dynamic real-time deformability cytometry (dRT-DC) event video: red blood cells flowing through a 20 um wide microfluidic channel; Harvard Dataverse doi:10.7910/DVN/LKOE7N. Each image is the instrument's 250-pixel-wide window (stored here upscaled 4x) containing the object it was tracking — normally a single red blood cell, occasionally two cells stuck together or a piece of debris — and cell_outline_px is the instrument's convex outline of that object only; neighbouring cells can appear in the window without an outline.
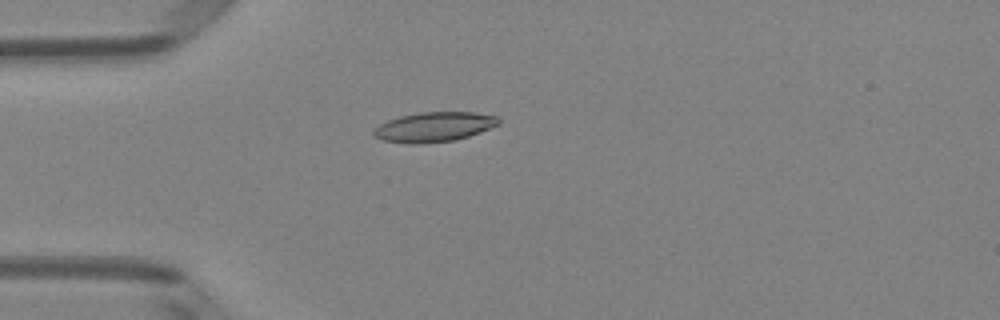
{"species": "Egyptian fruit bat (a non-hibernating species)", "species_latin": "Rousettus aegyptiacus", "temperature_condition": "room temperature", "stored_images_in_passage": 6, "camera_frame_rate_fps": 3000, "um_per_image_px": 0.085, "animal": {"sex": "female"}, "frame": {"image": 1, "passage_image": 4, "time_ms": 1.0, "image_size_px": [1000, 320], "cell_outline_px": [[500, 124], [480, 132], [468, 136], [452, 140], [416, 144], [408, 144], [380, 140], [372, 136], [372, 132], [380, 124], [388, 120], [400, 116], [420, 112], [476, 112], [496, 116], [500, 120]], "centroid_in_image_um": [36.87, 10.79], "position_along_channel_um": 48.1, "area_um2": 21.68}}
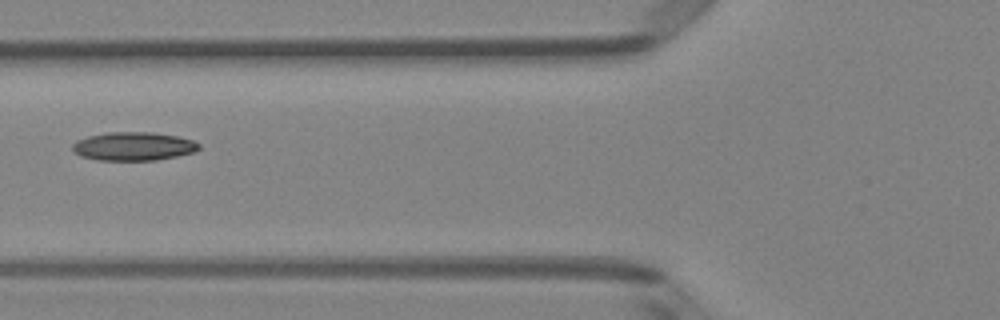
{"frame": {"image": 2, "passage_image": 6, "time_ms": 1.667, "image_size_px": [1000, 320], "cell_outline_px": [[200, 148], [196, 152], [156, 160], [100, 160], [80, 156], [72, 152], [72, 144], [76, 140], [88, 136], [108, 132], [152, 132], [176, 136], [192, 140], [200, 144]], "centroid_in_image_um": [11.33, 12.43], "position_along_channel_um": 114.5, "area_um2": 21.1}}